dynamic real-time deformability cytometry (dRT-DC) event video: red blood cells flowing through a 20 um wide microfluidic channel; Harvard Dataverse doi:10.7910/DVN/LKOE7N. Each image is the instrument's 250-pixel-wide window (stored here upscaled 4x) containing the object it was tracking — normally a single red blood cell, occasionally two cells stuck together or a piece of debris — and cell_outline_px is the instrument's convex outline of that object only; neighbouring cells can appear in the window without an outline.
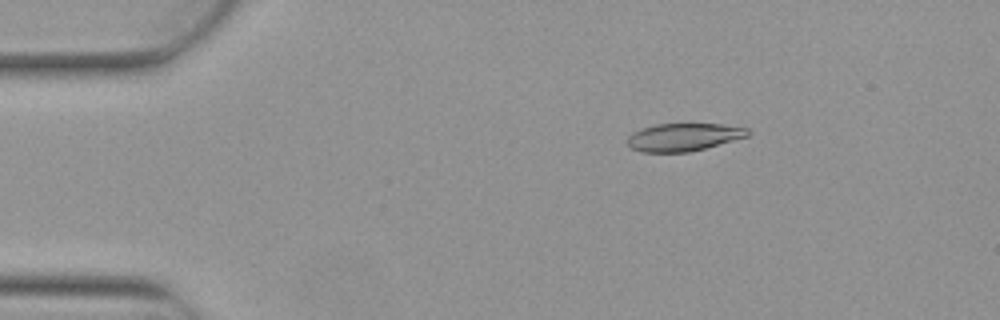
{"species": "Egyptian fruit bat (a non-hibernating species)", "species_latin": "Rousettus aegyptiacus", "temperature_condition": "warm", "stored_images_in_passage": 4, "camera_frame_rate_fps": 3000, "um_per_image_px": 0.085, "animal": {"sex": "female"}, "frame": {"image": 1, "passage_image": 2, "time_ms": 0.333, "image_size_px": [1000, 320], "cell_outline_px": [[752, 132], [748, 136], [704, 148], [688, 152], [640, 152], [632, 148], [628, 144], [628, 136], [632, 132], [640, 128], [656, 124], [720, 124], [748, 128]], "centroid_in_image_um": [58.09, 11.65], "position_along_channel_um": 26.9, "area_um2": 19.42}}